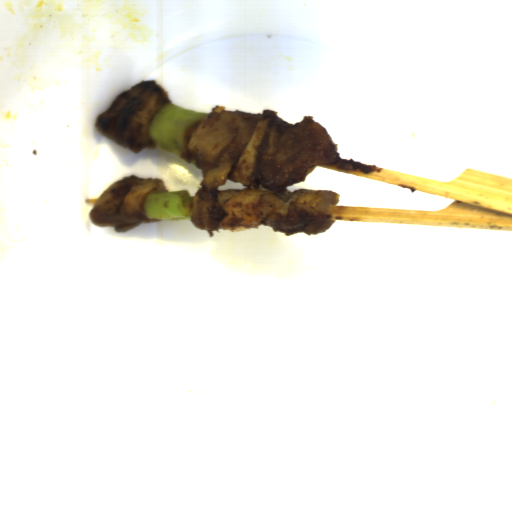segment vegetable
Listing matches in <instances>:
<instances>
[{
	"label": "vegetable",
	"mask_w": 512,
	"mask_h": 512,
	"mask_svg": "<svg viewBox=\"0 0 512 512\" xmlns=\"http://www.w3.org/2000/svg\"><path fill=\"white\" fill-rule=\"evenodd\" d=\"M208 115L172 102L165 103L147 126V135L151 142L145 148L169 152L199 169L188 146L192 132Z\"/></svg>",
	"instance_id": "1"
},
{
	"label": "vegetable",
	"mask_w": 512,
	"mask_h": 512,
	"mask_svg": "<svg viewBox=\"0 0 512 512\" xmlns=\"http://www.w3.org/2000/svg\"><path fill=\"white\" fill-rule=\"evenodd\" d=\"M194 199L189 190L161 191L149 193L144 199L141 210L147 219L164 221H188Z\"/></svg>",
	"instance_id": "2"
}]
</instances>
